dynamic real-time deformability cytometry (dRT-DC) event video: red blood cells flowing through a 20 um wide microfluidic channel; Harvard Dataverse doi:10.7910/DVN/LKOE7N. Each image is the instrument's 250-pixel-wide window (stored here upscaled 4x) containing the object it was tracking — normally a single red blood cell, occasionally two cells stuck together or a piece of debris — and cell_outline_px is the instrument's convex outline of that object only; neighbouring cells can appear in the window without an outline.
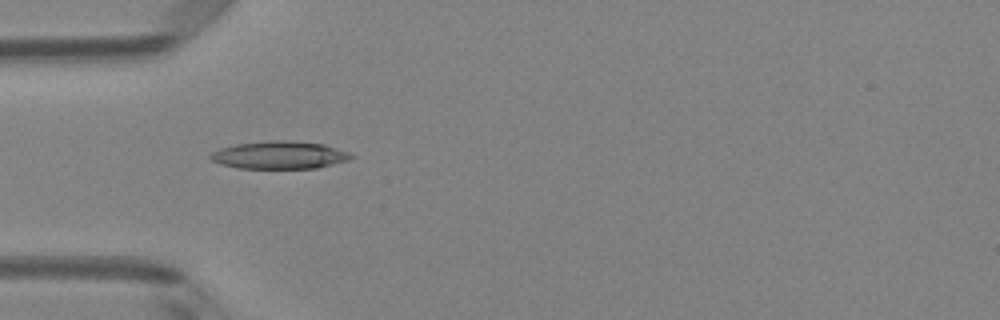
{"species": "Egyptian fruit bat (a non-hibernating species)", "species_latin": "Rousettus aegyptiacus", "temperature_condition": "room temperature", "stored_images_in_passage": 6, "camera_frame_rate_fps": 3000, "um_per_image_px": 0.085, "animal": {"sex": "female"}, "frame": {"image": 1, "passage_image": 5, "time_ms": 1.333, "image_size_px": [1000, 320], "cell_outline_px": [[356, 156], [348, 160], [316, 168], [236, 168], [220, 164], [212, 160], [208, 156], [212, 152], [220, 148], [236, 144], [272, 140], [288, 140], [324, 144], [352, 152]], "centroid_in_image_um": [23.78, 13.17], "position_along_channel_um": 61.2, "area_um2": 22.83}}
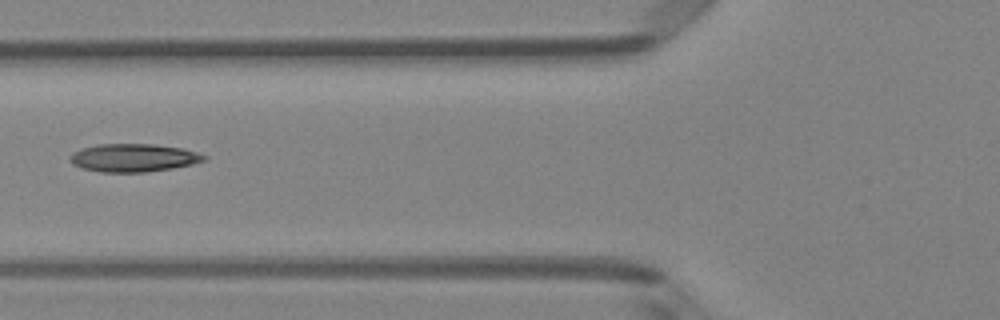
{"frame": {"image": 2, "passage_image": 6, "time_ms": 1.667, "image_size_px": [1000, 320], "cell_outline_px": [[208, 160], [192, 164], [172, 168], [144, 172], [100, 172], [84, 168], [72, 164], [68, 160], [68, 156], [72, 152], [80, 148], [96, 144], [152, 144], [184, 148], [208, 156]], "centroid_in_image_um": [11.33, 13.4], "position_along_channel_um": 114.5, "area_um2": 22.14}}